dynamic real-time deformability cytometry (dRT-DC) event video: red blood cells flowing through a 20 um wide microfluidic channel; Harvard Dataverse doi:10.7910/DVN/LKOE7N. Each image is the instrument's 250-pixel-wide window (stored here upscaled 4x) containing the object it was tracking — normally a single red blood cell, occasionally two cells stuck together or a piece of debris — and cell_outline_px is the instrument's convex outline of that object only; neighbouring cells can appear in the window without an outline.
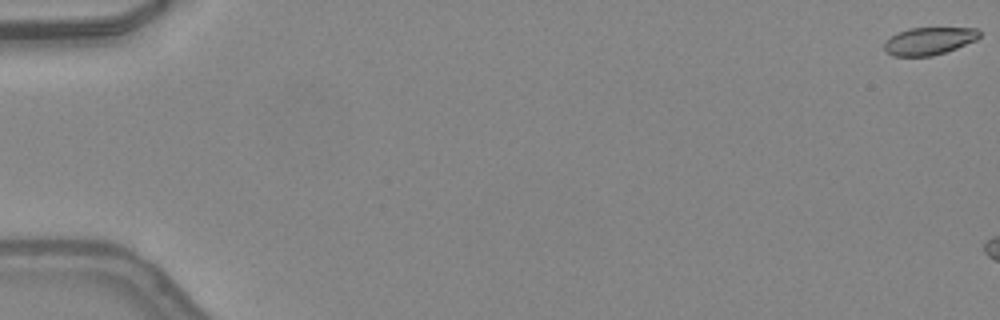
{"species": "common noctule bat (a hibernating species)", "species_latin": "Nyctalus noctula", "temperature_condition": "warm", "stored_images_in_passage": 13, "camera_frame_rate_fps": 3000, "um_per_image_px": 0.085, "animal": {"sex": "female", "body_mass_g": 24.6, "forearm_length_mm": 56.2}, "frame": {"image": 1, "passage_image": 1, "time_ms": 0.0, "image_size_px": [1000, 320], "cell_outline_px": [[980, 36], [976, 40], [956, 48], [932, 56], [892, 56], [884, 48], [884, 44], [896, 32], [908, 28], [976, 28], [980, 32]], "centroid_in_image_um": [78.97, 3.48], "position_along_channel_um": 6.0, "area_um2": 15.14}}